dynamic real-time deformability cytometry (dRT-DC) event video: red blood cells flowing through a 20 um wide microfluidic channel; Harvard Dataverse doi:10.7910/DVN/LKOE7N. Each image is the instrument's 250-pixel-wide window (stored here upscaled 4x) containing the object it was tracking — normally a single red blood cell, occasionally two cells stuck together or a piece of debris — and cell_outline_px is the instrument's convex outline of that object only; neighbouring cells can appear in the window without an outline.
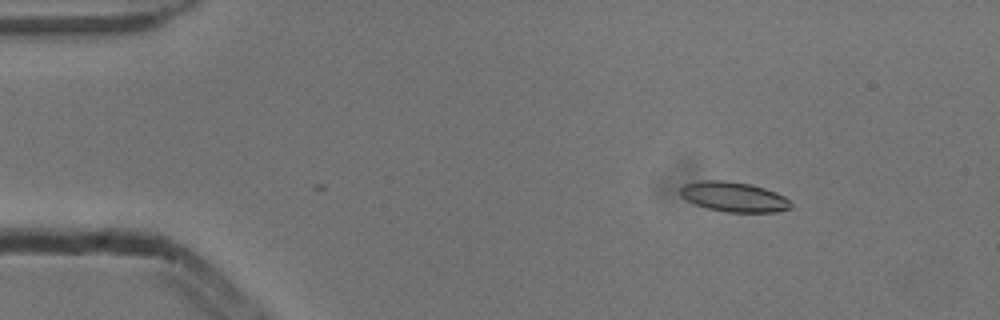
{"species": "common noctule bat (a hibernating species)", "species_latin": "Nyctalus noctula", "temperature_condition": "cold", "stored_images_in_passage": 50, "camera_frame_rate_fps": 3000, "um_per_image_px": 0.085, "animal": {"sex": "male", "body_mass_g": 13.3}, "frame": {"image": 1, "passage_image": 4, "time_ms": 1.0, "image_size_px": [1000, 320], "cell_outline_px": [[792, 208], [776, 212], [728, 212], [708, 208], [696, 204], [680, 196], [680, 188], [684, 184], [700, 180], [724, 180], [752, 184], [776, 192], [784, 196], [792, 204]], "centroid_in_image_um": [62.38, 16.72], "position_along_channel_um": 22.6, "area_um2": 19.31}}
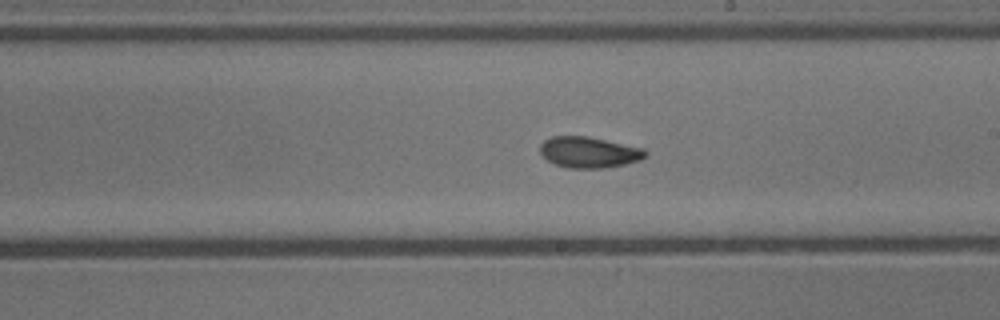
{"frame": {"image": 2, "passage_image": 27, "time_ms": 8.667, "image_size_px": [1000, 320], "cell_outline_px": [[648, 156], [640, 160], [624, 164], [604, 168], [568, 168], [556, 164], [548, 160], [540, 152], [540, 144], [544, 140], [552, 136], [588, 136], [644, 148], [648, 152]], "centroid_in_image_um": [50.09, 12.94], "position_along_channel_um": 238.9, "area_um2": 19.07}}
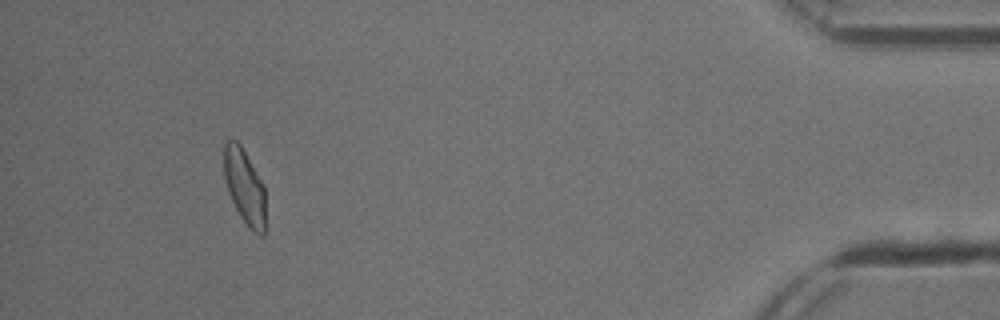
{"frame": {"image": 3, "passage_image": 46, "time_ms": 15.0, "image_size_px": [1000, 320], "cell_outline_px": [[264, 236], [260, 236], [248, 228], [240, 216], [228, 192], [224, 180], [224, 140], [236, 140], [240, 144], [260, 180], [264, 188]], "centroid_in_image_um": [20.76, 15.87], "position_along_channel_um": 414.4, "area_um2": 17.86}, "authors_computed_cell_mechanics": {"area_um2": 18.785, "velocity_mm_per_s": 3.8625, "shape_relaxation_time_tau1_ms": 6.1694, "shape_relaxation_time_tau2_ms": 1.6442, "deformation_change_tau1": 0.1724, "deformation_change_tau2": 0.0758}}